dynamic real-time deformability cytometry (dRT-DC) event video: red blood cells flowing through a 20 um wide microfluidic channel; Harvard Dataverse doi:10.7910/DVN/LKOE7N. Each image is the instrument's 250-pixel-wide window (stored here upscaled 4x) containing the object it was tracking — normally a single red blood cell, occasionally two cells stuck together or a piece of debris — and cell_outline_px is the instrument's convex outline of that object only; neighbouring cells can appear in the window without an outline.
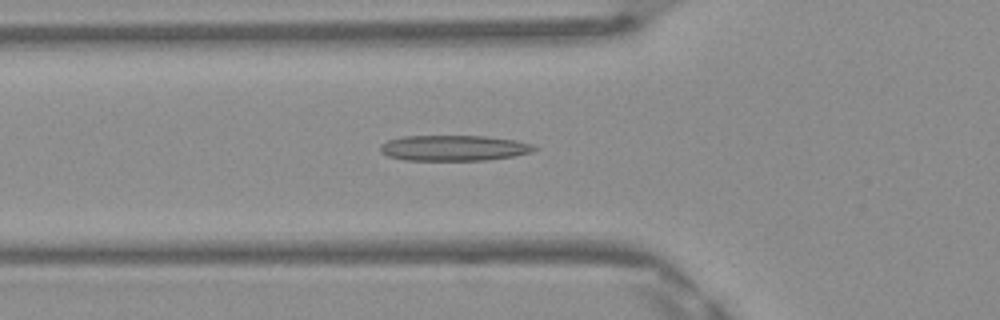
{"species": "Egyptian fruit bat (a non-hibernating species)", "species_latin": "Rousettus aegyptiacus", "temperature_condition": "warm", "stored_images_in_passage": 6, "camera_frame_rate_fps": 3000, "um_per_image_px": 0.085, "frame": {"image": 1, "passage_image": 4, "time_ms": 1.0, "image_size_px": [1000, 320], "cell_outline_px": [[540, 148], [532, 152], [512, 156], [484, 160], [404, 160], [388, 156], [380, 152], [380, 144], [388, 140], [404, 136], [484, 136], [516, 140], [532, 144]], "centroid_in_image_um": [38.57, 12.58], "position_along_channel_um": 87.2, "area_um2": 23.0}}